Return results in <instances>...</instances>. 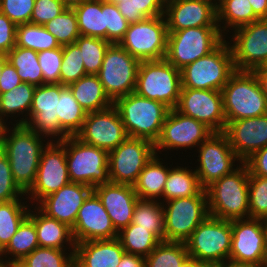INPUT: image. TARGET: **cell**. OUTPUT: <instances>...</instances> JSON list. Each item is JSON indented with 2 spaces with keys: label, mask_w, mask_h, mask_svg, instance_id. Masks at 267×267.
Masks as SVG:
<instances>
[{
  "label": "cell",
  "mask_w": 267,
  "mask_h": 267,
  "mask_svg": "<svg viewBox=\"0 0 267 267\" xmlns=\"http://www.w3.org/2000/svg\"><path fill=\"white\" fill-rule=\"evenodd\" d=\"M12 129L5 134L0 149L9 159L15 183L26 194L36 180L41 153L46 146L41 140L43 136L26 125H14Z\"/></svg>",
  "instance_id": "cell-1"
},
{
  "label": "cell",
  "mask_w": 267,
  "mask_h": 267,
  "mask_svg": "<svg viewBox=\"0 0 267 267\" xmlns=\"http://www.w3.org/2000/svg\"><path fill=\"white\" fill-rule=\"evenodd\" d=\"M241 164L205 189L209 215L224 220L249 218V170Z\"/></svg>",
  "instance_id": "cell-2"
},
{
  "label": "cell",
  "mask_w": 267,
  "mask_h": 267,
  "mask_svg": "<svg viewBox=\"0 0 267 267\" xmlns=\"http://www.w3.org/2000/svg\"><path fill=\"white\" fill-rule=\"evenodd\" d=\"M113 106L119 112L128 137L145 139L155 145L170 111L169 107L162 102L141 97L135 92L117 98Z\"/></svg>",
  "instance_id": "cell-3"
},
{
  "label": "cell",
  "mask_w": 267,
  "mask_h": 267,
  "mask_svg": "<svg viewBox=\"0 0 267 267\" xmlns=\"http://www.w3.org/2000/svg\"><path fill=\"white\" fill-rule=\"evenodd\" d=\"M221 92L226 123L267 114V98L253 72L236 71Z\"/></svg>",
  "instance_id": "cell-4"
},
{
  "label": "cell",
  "mask_w": 267,
  "mask_h": 267,
  "mask_svg": "<svg viewBox=\"0 0 267 267\" xmlns=\"http://www.w3.org/2000/svg\"><path fill=\"white\" fill-rule=\"evenodd\" d=\"M235 72L231 47L224 40L211 53L181 69L182 88L221 91Z\"/></svg>",
  "instance_id": "cell-5"
},
{
  "label": "cell",
  "mask_w": 267,
  "mask_h": 267,
  "mask_svg": "<svg viewBox=\"0 0 267 267\" xmlns=\"http://www.w3.org/2000/svg\"><path fill=\"white\" fill-rule=\"evenodd\" d=\"M181 70L166 59L141 61L138 67L135 93L141 97L176 108L181 93Z\"/></svg>",
  "instance_id": "cell-6"
},
{
  "label": "cell",
  "mask_w": 267,
  "mask_h": 267,
  "mask_svg": "<svg viewBox=\"0 0 267 267\" xmlns=\"http://www.w3.org/2000/svg\"><path fill=\"white\" fill-rule=\"evenodd\" d=\"M59 142L65 147L71 182L92 188L110 182L106 150L84 143L76 136H68Z\"/></svg>",
  "instance_id": "cell-7"
},
{
  "label": "cell",
  "mask_w": 267,
  "mask_h": 267,
  "mask_svg": "<svg viewBox=\"0 0 267 267\" xmlns=\"http://www.w3.org/2000/svg\"><path fill=\"white\" fill-rule=\"evenodd\" d=\"M185 243L188 255L202 264L215 265L227 261L232 243L231 220L209 215Z\"/></svg>",
  "instance_id": "cell-8"
},
{
  "label": "cell",
  "mask_w": 267,
  "mask_h": 267,
  "mask_svg": "<svg viewBox=\"0 0 267 267\" xmlns=\"http://www.w3.org/2000/svg\"><path fill=\"white\" fill-rule=\"evenodd\" d=\"M225 39L219 27H195L168 31L165 59L181 70L215 50Z\"/></svg>",
  "instance_id": "cell-9"
},
{
  "label": "cell",
  "mask_w": 267,
  "mask_h": 267,
  "mask_svg": "<svg viewBox=\"0 0 267 267\" xmlns=\"http://www.w3.org/2000/svg\"><path fill=\"white\" fill-rule=\"evenodd\" d=\"M168 28L164 15L130 23L120 45L141 61L165 59Z\"/></svg>",
  "instance_id": "cell-10"
},
{
  "label": "cell",
  "mask_w": 267,
  "mask_h": 267,
  "mask_svg": "<svg viewBox=\"0 0 267 267\" xmlns=\"http://www.w3.org/2000/svg\"><path fill=\"white\" fill-rule=\"evenodd\" d=\"M164 209L165 241L186 242L199 224L209 216L207 194L166 201Z\"/></svg>",
  "instance_id": "cell-11"
},
{
  "label": "cell",
  "mask_w": 267,
  "mask_h": 267,
  "mask_svg": "<svg viewBox=\"0 0 267 267\" xmlns=\"http://www.w3.org/2000/svg\"><path fill=\"white\" fill-rule=\"evenodd\" d=\"M140 61L120 44H110L105 52L99 77L108 97L117 98L133 93Z\"/></svg>",
  "instance_id": "cell-12"
},
{
  "label": "cell",
  "mask_w": 267,
  "mask_h": 267,
  "mask_svg": "<svg viewBox=\"0 0 267 267\" xmlns=\"http://www.w3.org/2000/svg\"><path fill=\"white\" fill-rule=\"evenodd\" d=\"M155 155V145L145 139L128 137L108 152L110 182L132 185Z\"/></svg>",
  "instance_id": "cell-13"
},
{
  "label": "cell",
  "mask_w": 267,
  "mask_h": 267,
  "mask_svg": "<svg viewBox=\"0 0 267 267\" xmlns=\"http://www.w3.org/2000/svg\"><path fill=\"white\" fill-rule=\"evenodd\" d=\"M232 243L229 260L235 263L267 267L265 225L263 219L231 220Z\"/></svg>",
  "instance_id": "cell-14"
},
{
  "label": "cell",
  "mask_w": 267,
  "mask_h": 267,
  "mask_svg": "<svg viewBox=\"0 0 267 267\" xmlns=\"http://www.w3.org/2000/svg\"><path fill=\"white\" fill-rule=\"evenodd\" d=\"M198 151L200 166L195 172L203 189L233 172L235 170L233 163L236 160L242 163L223 132H213L199 145Z\"/></svg>",
  "instance_id": "cell-15"
},
{
  "label": "cell",
  "mask_w": 267,
  "mask_h": 267,
  "mask_svg": "<svg viewBox=\"0 0 267 267\" xmlns=\"http://www.w3.org/2000/svg\"><path fill=\"white\" fill-rule=\"evenodd\" d=\"M230 46L236 71H250L267 65V19L236 28Z\"/></svg>",
  "instance_id": "cell-16"
},
{
  "label": "cell",
  "mask_w": 267,
  "mask_h": 267,
  "mask_svg": "<svg viewBox=\"0 0 267 267\" xmlns=\"http://www.w3.org/2000/svg\"><path fill=\"white\" fill-rule=\"evenodd\" d=\"M60 97V83H51L36 86L28 117L19 119L16 125H26L39 135L58 136V141L68 135L60 128L58 113V100ZM61 136V137H60Z\"/></svg>",
  "instance_id": "cell-17"
},
{
  "label": "cell",
  "mask_w": 267,
  "mask_h": 267,
  "mask_svg": "<svg viewBox=\"0 0 267 267\" xmlns=\"http://www.w3.org/2000/svg\"><path fill=\"white\" fill-rule=\"evenodd\" d=\"M40 157L36 180L27 192L33 200L40 202L46 196L70 183L65 147L56 139L45 144Z\"/></svg>",
  "instance_id": "cell-18"
},
{
  "label": "cell",
  "mask_w": 267,
  "mask_h": 267,
  "mask_svg": "<svg viewBox=\"0 0 267 267\" xmlns=\"http://www.w3.org/2000/svg\"><path fill=\"white\" fill-rule=\"evenodd\" d=\"M175 109L204 123L213 132H223L226 127L221 91L181 88Z\"/></svg>",
  "instance_id": "cell-19"
},
{
  "label": "cell",
  "mask_w": 267,
  "mask_h": 267,
  "mask_svg": "<svg viewBox=\"0 0 267 267\" xmlns=\"http://www.w3.org/2000/svg\"><path fill=\"white\" fill-rule=\"evenodd\" d=\"M75 136L107 152L128 138L119 112L113 105L102 111L87 113L81 130Z\"/></svg>",
  "instance_id": "cell-20"
},
{
  "label": "cell",
  "mask_w": 267,
  "mask_h": 267,
  "mask_svg": "<svg viewBox=\"0 0 267 267\" xmlns=\"http://www.w3.org/2000/svg\"><path fill=\"white\" fill-rule=\"evenodd\" d=\"M213 131L204 123L178 112L175 108L170 109L162 132L155 143V153L158 149H178L199 146Z\"/></svg>",
  "instance_id": "cell-21"
},
{
  "label": "cell",
  "mask_w": 267,
  "mask_h": 267,
  "mask_svg": "<svg viewBox=\"0 0 267 267\" xmlns=\"http://www.w3.org/2000/svg\"><path fill=\"white\" fill-rule=\"evenodd\" d=\"M71 229L75 243L118 238V232L94 191L85 199Z\"/></svg>",
  "instance_id": "cell-22"
},
{
  "label": "cell",
  "mask_w": 267,
  "mask_h": 267,
  "mask_svg": "<svg viewBox=\"0 0 267 267\" xmlns=\"http://www.w3.org/2000/svg\"><path fill=\"white\" fill-rule=\"evenodd\" d=\"M164 14L168 31L219 27L216 3L212 0H167Z\"/></svg>",
  "instance_id": "cell-23"
},
{
  "label": "cell",
  "mask_w": 267,
  "mask_h": 267,
  "mask_svg": "<svg viewBox=\"0 0 267 267\" xmlns=\"http://www.w3.org/2000/svg\"><path fill=\"white\" fill-rule=\"evenodd\" d=\"M223 133L235 154L244 162L267 146V114L227 122Z\"/></svg>",
  "instance_id": "cell-24"
},
{
  "label": "cell",
  "mask_w": 267,
  "mask_h": 267,
  "mask_svg": "<svg viewBox=\"0 0 267 267\" xmlns=\"http://www.w3.org/2000/svg\"><path fill=\"white\" fill-rule=\"evenodd\" d=\"M92 191L93 188L88 185L70 182L60 190L43 198L39 202L38 208L48 217L72 228L79 209Z\"/></svg>",
  "instance_id": "cell-25"
},
{
  "label": "cell",
  "mask_w": 267,
  "mask_h": 267,
  "mask_svg": "<svg viewBox=\"0 0 267 267\" xmlns=\"http://www.w3.org/2000/svg\"><path fill=\"white\" fill-rule=\"evenodd\" d=\"M93 191L100 198L118 233L132 222L139 200L132 185L108 182L95 186Z\"/></svg>",
  "instance_id": "cell-26"
},
{
  "label": "cell",
  "mask_w": 267,
  "mask_h": 267,
  "mask_svg": "<svg viewBox=\"0 0 267 267\" xmlns=\"http://www.w3.org/2000/svg\"><path fill=\"white\" fill-rule=\"evenodd\" d=\"M125 253L118 238L76 243L74 267H117Z\"/></svg>",
  "instance_id": "cell-27"
},
{
  "label": "cell",
  "mask_w": 267,
  "mask_h": 267,
  "mask_svg": "<svg viewBox=\"0 0 267 267\" xmlns=\"http://www.w3.org/2000/svg\"><path fill=\"white\" fill-rule=\"evenodd\" d=\"M36 212H30L28 217L34 222L37 232V240L40 247L54 248L64 250L63 243L68 242L75 251V241L72 235V229L65 223L57 221L54 218L48 217L39 208L36 207Z\"/></svg>",
  "instance_id": "cell-28"
},
{
  "label": "cell",
  "mask_w": 267,
  "mask_h": 267,
  "mask_svg": "<svg viewBox=\"0 0 267 267\" xmlns=\"http://www.w3.org/2000/svg\"><path fill=\"white\" fill-rule=\"evenodd\" d=\"M68 87L86 113L102 111L113 105L98 75L87 74Z\"/></svg>",
  "instance_id": "cell-29"
},
{
  "label": "cell",
  "mask_w": 267,
  "mask_h": 267,
  "mask_svg": "<svg viewBox=\"0 0 267 267\" xmlns=\"http://www.w3.org/2000/svg\"><path fill=\"white\" fill-rule=\"evenodd\" d=\"M158 158L155 153L133 184V189L140 200H155L160 196L163 197L170 168L163 166Z\"/></svg>",
  "instance_id": "cell-30"
},
{
  "label": "cell",
  "mask_w": 267,
  "mask_h": 267,
  "mask_svg": "<svg viewBox=\"0 0 267 267\" xmlns=\"http://www.w3.org/2000/svg\"><path fill=\"white\" fill-rule=\"evenodd\" d=\"M86 115V111L74 98L69 87L60 84L57 113L60 128L68 136H75L81 130Z\"/></svg>",
  "instance_id": "cell-31"
},
{
  "label": "cell",
  "mask_w": 267,
  "mask_h": 267,
  "mask_svg": "<svg viewBox=\"0 0 267 267\" xmlns=\"http://www.w3.org/2000/svg\"><path fill=\"white\" fill-rule=\"evenodd\" d=\"M203 190L195 171L177 166L170 169L164 186L163 200L166 201L197 196Z\"/></svg>",
  "instance_id": "cell-32"
},
{
  "label": "cell",
  "mask_w": 267,
  "mask_h": 267,
  "mask_svg": "<svg viewBox=\"0 0 267 267\" xmlns=\"http://www.w3.org/2000/svg\"><path fill=\"white\" fill-rule=\"evenodd\" d=\"M217 24L221 33L225 31L226 28L233 27L232 29L239 28L241 26L251 24L260 18L254 13L253 8L248 0H217ZM224 24L223 30L221 29L222 21Z\"/></svg>",
  "instance_id": "cell-33"
},
{
  "label": "cell",
  "mask_w": 267,
  "mask_h": 267,
  "mask_svg": "<svg viewBox=\"0 0 267 267\" xmlns=\"http://www.w3.org/2000/svg\"><path fill=\"white\" fill-rule=\"evenodd\" d=\"M164 205L157 200H138L132 222L152 232L160 241H165Z\"/></svg>",
  "instance_id": "cell-34"
},
{
  "label": "cell",
  "mask_w": 267,
  "mask_h": 267,
  "mask_svg": "<svg viewBox=\"0 0 267 267\" xmlns=\"http://www.w3.org/2000/svg\"><path fill=\"white\" fill-rule=\"evenodd\" d=\"M7 61L15 67L22 82L34 86L44 85L38 52L32 49L15 46L6 54Z\"/></svg>",
  "instance_id": "cell-35"
},
{
  "label": "cell",
  "mask_w": 267,
  "mask_h": 267,
  "mask_svg": "<svg viewBox=\"0 0 267 267\" xmlns=\"http://www.w3.org/2000/svg\"><path fill=\"white\" fill-rule=\"evenodd\" d=\"M80 35L105 39L102 0H89L73 7Z\"/></svg>",
  "instance_id": "cell-36"
},
{
  "label": "cell",
  "mask_w": 267,
  "mask_h": 267,
  "mask_svg": "<svg viewBox=\"0 0 267 267\" xmlns=\"http://www.w3.org/2000/svg\"><path fill=\"white\" fill-rule=\"evenodd\" d=\"M38 247L39 244L34 222L27 216L19 225L15 235L11 238L10 242L0 252V258L6 253L8 255L11 254L13 256V259H9V261L17 264Z\"/></svg>",
  "instance_id": "cell-37"
},
{
  "label": "cell",
  "mask_w": 267,
  "mask_h": 267,
  "mask_svg": "<svg viewBox=\"0 0 267 267\" xmlns=\"http://www.w3.org/2000/svg\"><path fill=\"white\" fill-rule=\"evenodd\" d=\"M118 239L126 253L145 258L161 242L152 232L133 223L118 233Z\"/></svg>",
  "instance_id": "cell-38"
},
{
  "label": "cell",
  "mask_w": 267,
  "mask_h": 267,
  "mask_svg": "<svg viewBox=\"0 0 267 267\" xmlns=\"http://www.w3.org/2000/svg\"><path fill=\"white\" fill-rule=\"evenodd\" d=\"M16 46L32 49L35 52L60 47L56 38L45 26L33 23L16 25Z\"/></svg>",
  "instance_id": "cell-39"
},
{
  "label": "cell",
  "mask_w": 267,
  "mask_h": 267,
  "mask_svg": "<svg viewBox=\"0 0 267 267\" xmlns=\"http://www.w3.org/2000/svg\"><path fill=\"white\" fill-rule=\"evenodd\" d=\"M22 200L0 202V252L7 246L15 235L19 225L28 216V205Z\"/></svg>",
  "instance_id": "cell-40"
},
{
  "label": "cell",
  "mask_w": 267,
  "mask_h": 267,
  "mask_svg": "<svg viewBox=\"0 0 267 267\" xmlns=\"http://www.w3.org/2000/svg\"><path fill=\"white\" fill-rule=\"evenodd\" d=\"M187 256L185 242L161 241L145 258V267H180Z\"/></svg>",
  "instance_id": "cell-41"
},
{
  "label": "cell",
  "mask_w": 267,
  "mask_h": 267,
  "mask_svg": "<svg viewBox=\"0 0 267 267\" xmlns=\"http://www.w3.org/2000/svg\"><path fill=\"white\" fill-rule=\"evenodd\" d=\"M38 247L16 264L17 267H74V252Z\"/></svg>",
  "instance_id": "cell-42"
},
{
  "label": "cell",
  "mask_w": 267,
  "mask_h": 267,
  "mask_svg": "<svg viewBox=\"0 0 267 267\" xmlns=\"http://www.w3.org/2000/svg\"><path fill=\"white\" fill-rule=\"evenodd\" d=\"M36 86L22 82L12 90L0 94V112L2 116L30 113L33 94ZM8 114V115H7Z\"/></svg>",
  "instance_id": "cell-43"
},
{
  "label": "cell",
  "mask_w": 267,
  "mask_h": 267,
  "mask_svg": "<svg viewBox=\"0 0 267 267\" xmlns=\"http://www.w3.org/2000/svg\"><path fill=\"white\" fill-rule=\"evenodd\" d=\"M75 44L81 52L86 74L97 75L102 66L105 52L111 43L102 38L80 35Z\"/></svg>",
  "instance_id": "cell-44"
},
{
  "label": "cell",
  "mask_w": 267,
  "mask_h": 267,
  "mask_svg": "<svg viewBox=\"0 0 267 267\" xmlns=\"http://www.w3.org/2000/svg\"><path fill=\"white\" fill-rule=\"evenodd\" d=\"M166 0H129L116 4L128 23H136L156 16L165 15Z\"/></svg>",
  "instance_id": "cell-45"
},
{
  "label": "cell",
  "mask_w": 267,
  "mask_h": 267,
  "mask_svg": "<svg viewBox=\"0 0 267 267\" xmlns=\"http://www.w3.org/2000/svg\"><path fill=\"white\" fill-rule=\"evenodd\" d=\"M60 46L75 43L80 36L77 16L73 8H66L59 16L44 25Z\"/></svg>",
  "instance_id": "cell-46"
},
{
  "label": "cell",
  "mask_w": 267,
  "mask_h": 267,
  "mask_svg": "<svg viewBox=\"0 0 267 267\" xmlns=\"http://www.w3.org/2000/svg\"><path fill=\"white\" fill-rule=\"evenodd\" d=\"M85 75L87 74L79 47L75 43L63 46L60 84L68 86Z\"/></svg>",
  "instance_id": "cell-47"
},
{
  "label": "cell",
  "mask_w": 267,
  "mask_h": 267,
  "mask_svg": "<svg viewBox=\"0 0 267 267\" xmlns=\"http://www.w3.org/2000/svg\"><path fill=\"white\" fill-rule=\"evenodd\" d=\"M102 12L105 20V40L111 44H119L129 27L128 21L115 3L102 0Z\"/></svg>",
  "instance_id": "cell-48"
},
{
  "label": "cell",
  "mask_w": 267,
  "mask_h": 267,
  "mask_svg": "<svg viewBox=\"0 0 267 267\" xmlns=\"http://www.w3.org/2000/svg\"><path fill=\"white\" fill-rule=\"evenodd\" d=\"M249 218L267 219V177L249 176Z\"/></svg>",
  "instance_id": "cell-49"
},
{
  "label": "cell",
  "mask_w": 267,
  "mask_h": 267,
  "mask_svg": "<svg viewBox=\"0 0 267 267\" xmlns=\"http://www.w3.org/2000/svg\"><path fill=\"white\" fill-rule=\"evenodd\" d=\"M63 46L38 52V62L42 70L44 84L60 83Z\"/></svg>",
  "instance_id": "cell-50"
},
{
  "label": "cell",
  "mask_w": 267,
  "mask_h": 267,
  "mask_svg": "<svg viewBox=\"0 0 267 267\" xmlns=\"http://www.w3.org/2000/svg\"><path fill=\"white\" fill-rule=\"evenodd\" d=\"M35 0H0V12L15 25L31 23Z\"/></svg>",
  "instance_id": "cell-51"
},
{
  "label": "cell",
  "mask_w": 267,
  "mask_h": 267,
  "mask_svg": "<svg viewBox=\"0 0 267 267\" xmlns=\"http://www.w3.org/2000/svg\"><path fill=\"white\" fill-rule=\"evenodd\" d=\"M19 195H26L15 183L10 168L9 159L0 149V202L19 199Z\"/></svg>",
  "instance_id": "cell-52"
},
{
  "label": "cell",
  "mask_w": 267,
  "mask_h": 267,
  "mask_svg": "<svg viewBox=\"0 0 267 267\" xmlns=\"http://www.w3.org/2000/svg\"><path fill=\"white\" fill-rule=\"evenodd\" d=\"M66 8L60 0H35L31 23L44 26Z\"/></svg>",
  "instance_id": "cell-53"
},
{
  "label": "cell",
  "mask_w": 267,
  "mask_h": 267,
  "mask_svg": "<svg viewBox=\"0 0 267 267\" xmlns=\"http://www.w3.org/2000/svg\"><path fill=\"white\" fill-rule=\"evenodd\" d=\"M16 46V25L0 12V54L6 55Z\"/></svg>",
  "instance_id": "cell-54"
},
{
  "label": "cell",
  "mask_w": 267,
  "mask_h": 267,
  "mask_svg": "<svg viewBox=\"0 0 267 267\" xmlns=\"http://www.w3.org/2000/svg\"><path fill=\"white\" fill-rule=\"evenodd\" d=\"M249 170V176L267 177V146L254 152L244 161Z\"/></svg>",
  "instance_id": "cell-55"
},
{
  "label": "cell",
  "mask_w": 267,
  "mask_h": 267,
  "mask_svg": "<svg viewBox=\"0 0 267 267\" xmlns=\"http://www.w3.org/2000/svg\"><path fill=\"white\" fill-rule=\"evenodd\" d=\"M20 76L17 74V70L8 61L3 65L0 74V94L12 90L21 84Z\"/></svg>",
  "instance_id": "cell-56"
},
{
  "label": "cell",
  "mask_w": 267,
  "mask_h": 267,
  "mask_svg": "<svg viewBox=\"0 0 267 267\" xmlns=\"http://www.w3.org/2000/svg\"><path fill=\"white\" fill-rule=\"evenodd\" d=\"M117 267H145V257L125 253Z\"/></svg>",
  "instance_id": "cell-57"
},
{
  "label": "cell",
  "mask_w": 267,
  "mask_h": 267,
  "mask_svg": "<svg viewBox=\"0 0 267 267\" xmlns=\"http://www.w3.org/2000/svg\"><path fill=\"white\" fill-rule=\"evenodd\" d=\"M260 19H267V0H248Z\"/></svg>",
  "instance_id": "cell-58"
},
{
  "label": "cell",
  "mask_w": 267,
  "mask_h": 267,
  "mask_svg": "<svg viewBox=\"0 0 267 267\" xmlns=\"http://www.w3.org/2000/svg\"><path fill=\"white\" fill-rule=\"evenodd\" d=\"M255 76L257 77V80L260 84L261 89L263 90V93L265 94L267 98V65L257 68L252 71Z\"/></svg>",
  "instance_id": "cell-59"
},
{
  "label": "cell",
  "mask_w": 267,
  "mask_h": 267,
  "mask_svg": "<svg viewBox=\"0 0 267 267\" xmlns=\"http://www.w3.org/2000/svg\"><path fill=\"white\" fill-rule=\"evenodd\" d=\"M204 264L198 262L195 258L187 256L181 263L180 267H202Z\"/></svg>",
  "instance_id": "cell-60"
},
{
  "label": "cell",
  "mask_w": 267,
  "mask_h": 267,
  "mask_svg": "<svg viewBox=\"0 0 267 267\" xmlns=\"http://www.w3.org/2000/svg\"><path fill=\"white\" fill-rule=\"evenodd\" d=\"M217 267H257L253 265H245V264H240V263H235L230 260L223 261L221 263L217 264Z\"/></svg>",
  "instance_id": "cell-61"
},
{
  "label": "cell",
  "mask_w": 267,
  "mask_h": 267,
  "mask_svg": "<svg viewBox=\"0 0 267 267\" xmlns=\"http://www.w3.org/2000/svg\"><path fill=\"white\" fill-rule=\"evenodd\" d=\"M1 115L0 112V145L3 142V139L5 137V134L10 131V129L7 127L5 121L3 120L4 117ZM4 121V122H3ZM6 125V126H5ZM9 129V130H8Z\"/></svg>",
  "instance_id": "cell-62"
},
{
  "label": "cell",
  "mask_w": 267,
  "mask_h": 267,
  "mask_svg": "<svg viewBox=\"0 0 267 267\" xmlns=\"http://www.w3.org/2000/svg\"><path fill=\"white\" fill-rule=\"evenodd\" d=\"M67 8H73L89 0H60Z\"/></svg>",
  "instance_id": "cell-63"
},
{
  "label": "cell",
  "mask_w": 267,
  "mask_h": 267,
  "mask_svg": "<svg viewBox=\"0 0 267 267\" xmlns=\"http://www.w3.org/2000/svg\"><path fill=\"white\" fill-rule=\"evenodd\" d=\"M0 267H17L16 264L12 263L11 261H7L5 259L2 260V258L0 259Z\"/></svg>",
  "instance_id": "cell-64"
},
{
  "label": "cell",
  "mask_w": 267,
  "mask_h": 267,
  "mask_svg": "<svg viewBox=\"0 0 267 267\" xmlns=\"http://www.w3.org/2000/svg\"><path fill=\"white\" fill-rule=\"evenodd\" d=\"M7 62V57L4 54H0V74L3 68V65Z\"/></svg>",
  "instance_id": "cell-65"
},
{
  "label": "cell",
  "mask_w": 267,
  "mask_h": 267,
  "mask_svg": "<svg viewBox=\"0 0 267 267\" xmlns=\"http://www.w3.org/2000/svg\"><path fill=\"white\" fill-rule=\"evenodd\" d=\"M264 225H265V247H266V252H267V219L264 220Z\"/></svg>",
  "instance_id": "cell-66"
},
{
  "label": "cell",
  "mask_w": 267,
  "mask_h": 267,
  "mask_svg": "<svg viewBox=\"0 0 267 267\" xmlns=\"http://www.w3.org/2000/svg\"><path fill=\"white\" fill-rule=\"evenodd\" d=\"M202 267H217V264H215V265L204 264Z\"/></svg>",
  "instance_id": "cell-67"
},
{
  "label": "cell",
  "mask_w": 267,
  "mask_h": 267,
  "mask_svg": "<svg viewBox=\"0 0 267 267\" xmlns=\"http://www.w3.org/2000/svg\"><path fill=\"white\" fill-rule=\"evenodd\" d=\"M126 1L128 2L129 0H116V4L126 2Z\"/></svg>",
  "instance_id": "cell-68"
},
{
  "label": "cell",
  "mask_w": 267,
  "mask_h": 267,
  "mask_svg": "<svg viewBox=\"0 0 267 267\" xmlns=\"http://www.w3.org/2000/svg\"><path fill=\"white\" fill-rule=\"evenodd\" d=\"M104 1L111 2V3H115L116 4V0H104Z\"/></svg>",
  "instance_id": "cell-69"
}]
</instances>
